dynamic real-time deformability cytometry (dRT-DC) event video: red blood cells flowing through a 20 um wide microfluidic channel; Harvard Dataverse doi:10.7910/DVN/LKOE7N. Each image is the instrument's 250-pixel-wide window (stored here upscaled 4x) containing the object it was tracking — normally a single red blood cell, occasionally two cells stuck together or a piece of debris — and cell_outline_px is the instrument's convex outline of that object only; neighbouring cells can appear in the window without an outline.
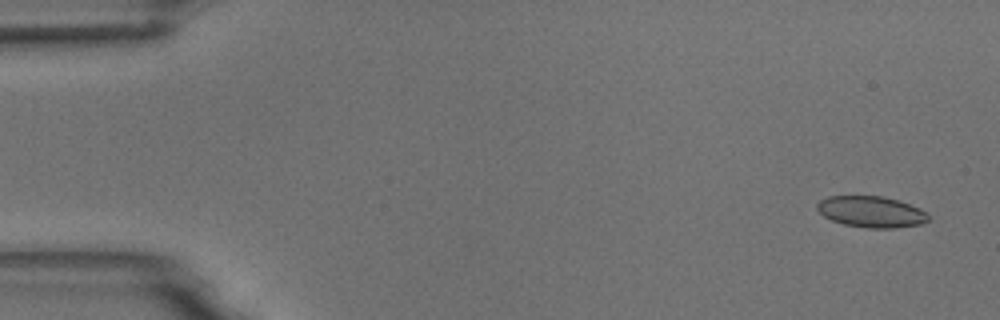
{"species": "common noctule bat (a hibernating species)", "species_latin": "Nyctalus noctula", "temperature_condition": "room temperature", "stored_images_in_passage": 6, "camera_frame_rate_fps": 3000, "um_per_image_px": 0.085, "animal": {"sex": "male", "body_mass_g": 18.8}, "frame": {"image": 1, "passage_image": 1, "time_ms": 0.0, "image_size_px": [1000, 320], "cell_outline_px": [[928, 220], [920, 224], [896, 228], [868, 228], [844, 224], [832, 220], [824, 216], [816, 208], [816, 204], [820, 200], [828, 196], [884, 196], [920, 208], [928, 216]], "centroid_in_image_um": [74.02, 18.0], "position_along_channel_um": 11.0, "area_um2": 20.06}}
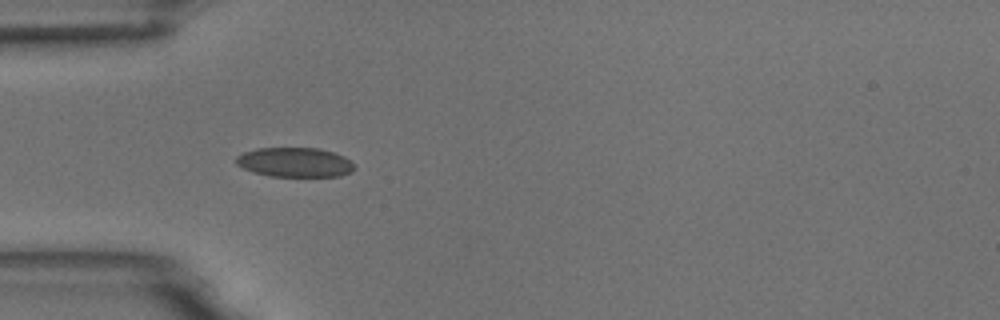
{"frame": {"image": 2, "passage_image": 5, "time_ms": 4.667, "image_size_px": [1000, 320], "cell_outline_px": [[356, 168], [352, 172], [340, 176], [268, 176], [244, 168], [236, 164], [236, 156], [244, 152], [256, 148], [320, 148], [344, 156], [356, 164]], "centroid_in_image_um": [25.11, 13.79], "position_along_channel_um": 59.9, "area_um2": 20.4}}